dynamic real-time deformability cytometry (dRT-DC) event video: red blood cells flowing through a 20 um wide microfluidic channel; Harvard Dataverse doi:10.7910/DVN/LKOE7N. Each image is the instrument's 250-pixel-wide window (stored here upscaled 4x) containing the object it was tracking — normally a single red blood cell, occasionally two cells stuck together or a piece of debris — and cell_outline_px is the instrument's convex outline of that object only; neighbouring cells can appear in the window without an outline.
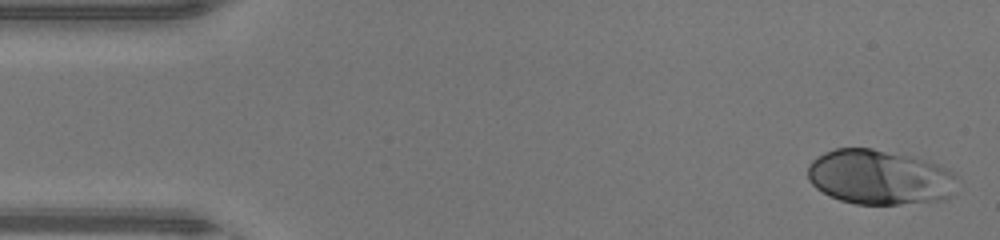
{"species": "human", "species_latin": "Homo sapiens", "temperature_condition": "warm", "stored_images_in_passage": 45, "camera_frame_rate_fps": 3000, "um_per_image_px": 0.085, "donor": {"sex": "male"}, "frame": {"image": 1, "passage_image": 1, "time_ms": 0.0, "image_size_px": [1000, 240], "cell_outline_px": [[956, 192], [952, 196], [944, 200], [900, 204], [856, 204], [840, 200], [816, 188], [808, 180], [808, 164], [816, 156], [824, 152], [836, 148], [872, 148], [912, 156], [940, 164], [948, 168], [956, 176]], "centroid_in_image_um": [74.8, 15.06], "position_along_channel_um": 10.2, "area_um2": 48.26}}
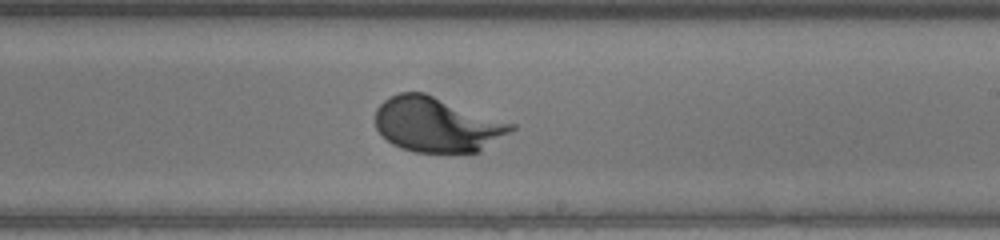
{"frame": {"image": 2, "passage_image": 26, "time_ms": 8.333, "image_size_px": [1000, 240], "cell_outline_px": [[516, 128], [480, 152], [416, 152], [400, 148], [392, 144], [376, 128], [376, 108], [384, 100], [400, 92], [424, 92], [516, 124]], "centroid_in_image_um": [37.16, 10.59], "position_along_channel_um": 251.8, "area_um2": 43.35}}
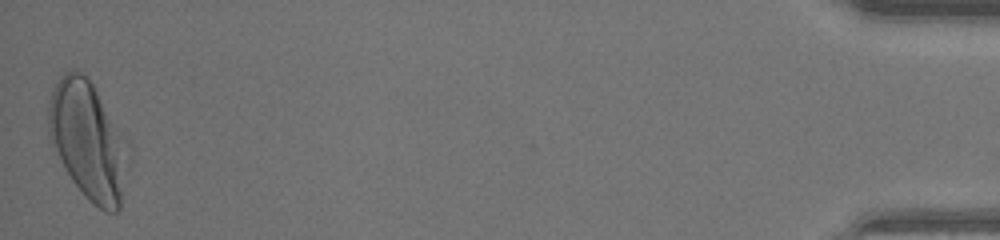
{"frame": {"image": 3, "passage_image": 45, "time_ms": 14.667, "image_size_px": [1000, 240], "cell_outline_px": [[132, 164], [120, 208], [116, 212], [104, 212], [92, 204], [84, 196], [72, 180], [64, 168], [48, 132], [48, 104], [52, 92], [60, 76], [64, 72], [72, 68], [76, 68], [84, 72], [132, 144]], "centroid_in_image_um": [7.59, 11.98], "position_along_channel_um": 427.6, "area_um2": 56.53}}